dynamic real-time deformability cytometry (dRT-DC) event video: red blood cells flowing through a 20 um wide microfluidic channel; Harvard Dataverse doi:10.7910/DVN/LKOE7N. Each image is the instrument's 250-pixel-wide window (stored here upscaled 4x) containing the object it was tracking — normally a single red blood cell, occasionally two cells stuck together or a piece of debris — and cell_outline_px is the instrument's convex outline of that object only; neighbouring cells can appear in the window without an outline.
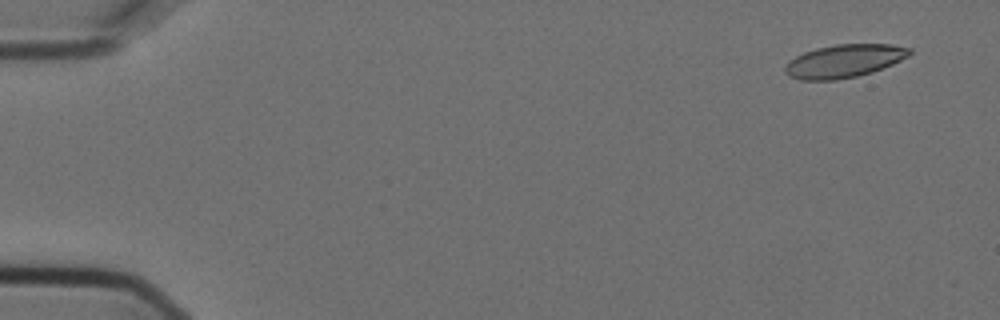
{"species": "Egyptian fruit bat (a non-hibernating species)", "species_latin": "Rousettus aegyptiacus", "temperature_condition": "cold", "stored_images_in_passage": 6, "camera_frame_rate_fps": 3000, "um_per_image_px": 0.085, "animal": {"sex": "female"}, "frame": {"image": 1, "passage_image": 2, "time_ms": 0.333, "image_size_px": [1000, 320], "cell_outline_px": [[912, 52], [908, 56], [892, 64], [872, 72], [856, 76], [836, 80], [800, 80], [788, 76], [784, 72], [784, 68], [788, 60], [804, 52], [816, 48], [836, 44], [892, 44], [912, 48]], "centroid_in_image_um": [71.73, 5.18], "position_along_channel_um": 13.3, "area_um2": 24.1}}
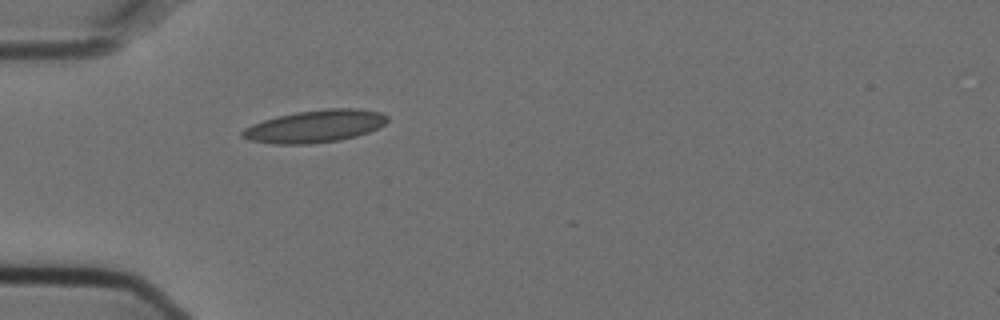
{"frame": {"image": 2, "passage_image": 6, "time_ms": 1.667, "image_size_px": [1000, 320], "cell_outline_px": [[388, 120], [384, 124], [368, 132], [356, 136], [340, 140], [312, 144], [272, 144], [248, 140], [240, 136], [240, 132], [244, 128], [252, 124], [276, 116], [296, 112], [328, 108], [356, 108], [380, 112], [388, 116]], "centroid_in_image_um": [26.74, 10.73], "position_along_channel_um": 58.3, "area_um2": 27.57}}